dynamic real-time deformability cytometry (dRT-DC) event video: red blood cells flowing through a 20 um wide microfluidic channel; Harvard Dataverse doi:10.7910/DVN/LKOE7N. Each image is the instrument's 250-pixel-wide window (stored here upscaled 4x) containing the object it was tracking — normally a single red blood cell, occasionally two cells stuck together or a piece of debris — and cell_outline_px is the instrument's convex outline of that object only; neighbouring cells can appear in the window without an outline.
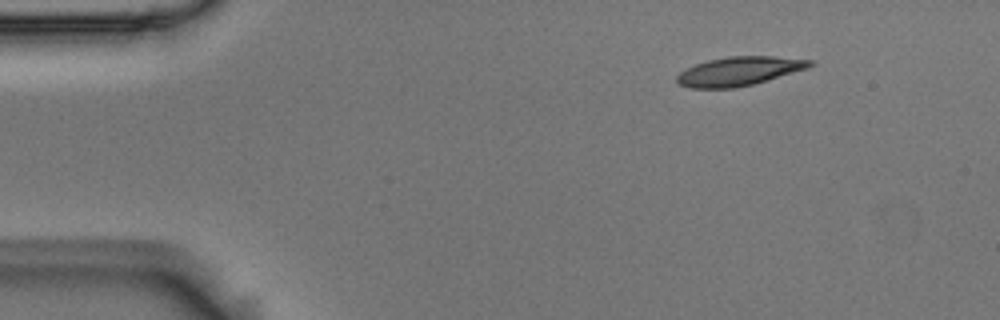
{"species": "Egyptian fruit bat (a non-hibernating species)", "species_latin": "Rousettus aegyptiacus", "temperature_condition": "room temperature", "stored_images_in_passage": 8, "camera_frame_rate_fps": 3000, "um_per_image_px": 0.085, "animal": {"sex": "male"}, "frame": {"image": 1, "passage_image": 1, "time_ms": 0.0, "image_size_px": [1000, 320], "cell_outline_px": [[816, 64], [808, 68], [768, 80], [736, 88], [688, 88], [680, 84], [676, 80], [676, 76], [680, 72], [696, 64], [708, 60], [728, 56], [772, 56], [812, 60]], "centroid_in_image_um": [62.84, 6.05], "position_along_channel_um": 22.2, "area_um2": 22.37}}
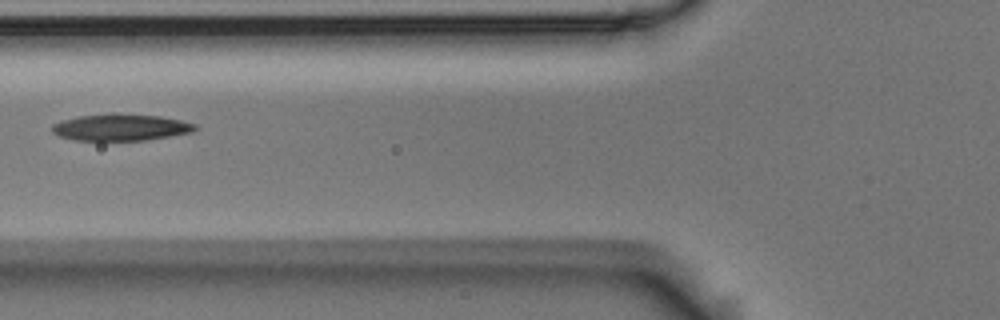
{"frame": {"image": 2, "passage_image": 5, "time_ms": 1.333, "image_size_px": [1000, 320], "cell_outline_px": [[200, 128], [192, 132], [148, 140], [72, 140], [56, 136], [52, 132], [52, 124], [60, 120], [80, 116], [160, 116], [180, 120], [196, 124]], "centroid_in_image_um": [10.26, 10.87], "position_along_channel_um": 115.5, "area_um2": 21.5}}
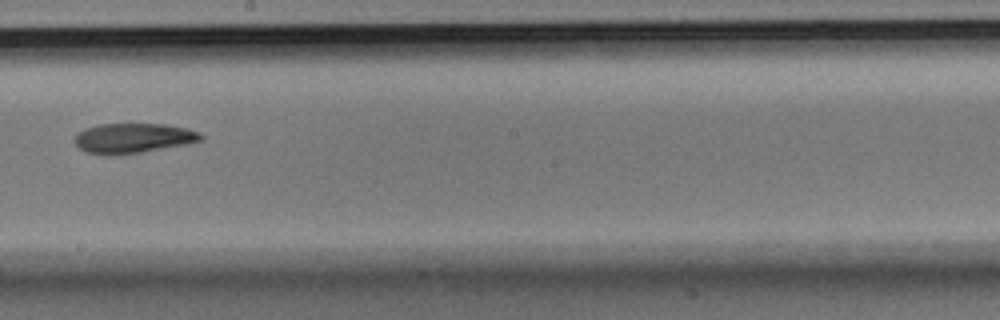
{"frame": {"image": 3, "passage_image": 8, "time_ms": 2.333, "image_size_px": [1000, 320], "cell_outline_px": [[204, 140], [188, 144], [140, 152], [108, 156], [84, 152], [72, 140], [76, 132], [84, 128], [100, 124], [164, 124], [188, 128], [200, 132], [204, 136]], "centroid_in_image_um": [11.3, 11.74], "position_along_channel_um": 236.9, "area_um2": 22.37}}